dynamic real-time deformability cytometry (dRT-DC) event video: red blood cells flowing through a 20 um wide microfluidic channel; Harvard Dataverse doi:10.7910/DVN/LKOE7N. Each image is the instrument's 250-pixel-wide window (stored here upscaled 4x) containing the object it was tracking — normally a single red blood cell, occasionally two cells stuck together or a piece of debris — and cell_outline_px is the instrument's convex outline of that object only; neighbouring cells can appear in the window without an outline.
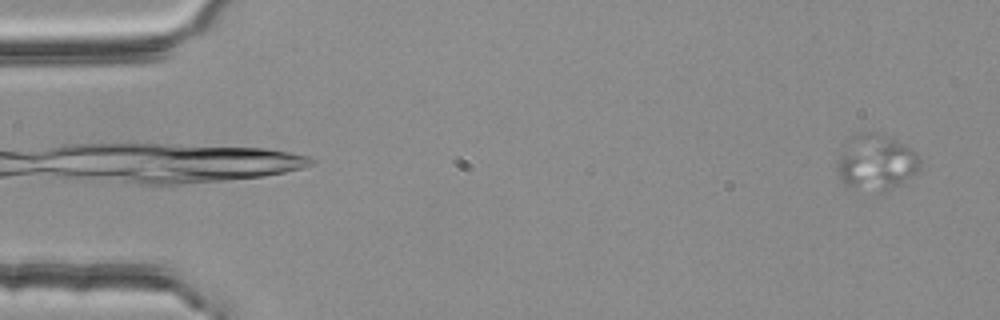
{"species": "common noctule bat (a hibernating species)", "species_latin": "Nyctalus noctula", "temperature_condition": "room temperature", "stored_images_in_passage": 53, "camera_frame_rate_fps": 3000, "um_per_image_px": 0.085, "animal": {"sex": "female", "body_mass_g": 25.1}, "frame": {"image": 1, "passage_image": 1, "time_ms": 0.0, "image_size_px": [1000, 320], "cell_outline_px": [[924, 160], [920, 168], [916, 172], [896, 184], [888, 188], [884, 188], [844, 184], [840, 180], [836, 172], [836, 160], [844, 144], [856, 132], [876, 132], [916, 152]], "centroid_in_image_um": [74.42, 13.71], "position_along_channel_um": 10.6, "area_um2": 25.78}}
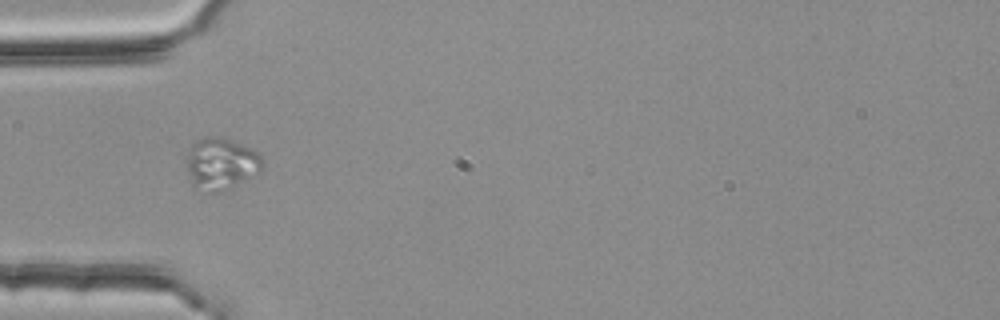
{"frame": {"image": 2, "passage_image": 16, "time_ms": 5.0, "image_size_px": [1000, 320], "cell_outline_px": [[264, 164], [260, 168], [240, 180], [216, 192], [208, 192], [192, 184], [188, 172], [188, 148], [196, 140], [208, 136], [216, 136], [232, 140], [256, 152], [264, 160]], "centroid_in_image_um": [18.72, 13.85], "position_along_channel_um": 66.3, "area_um2": 21.73}}